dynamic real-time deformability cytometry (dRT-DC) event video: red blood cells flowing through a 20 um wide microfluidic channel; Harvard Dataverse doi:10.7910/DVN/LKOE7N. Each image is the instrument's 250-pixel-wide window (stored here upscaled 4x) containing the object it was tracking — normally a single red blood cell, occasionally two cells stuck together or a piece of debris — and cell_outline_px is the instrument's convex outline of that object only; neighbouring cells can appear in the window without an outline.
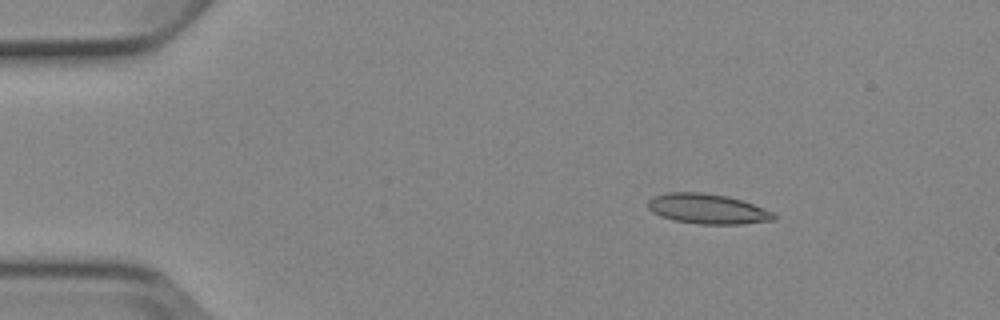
{"species": "Egyptian fruit bat (a non-hibernating species)", "species_latin": "Rousettus aegyptiacus", "temperature_condition": "cold", "stored_images_in_passage": 5, "camera_frame_rate_fps": 3000, "um_per_image_px": 0.085, "animal": {"sex": "female"}, "frame": {"image": 1, "passage_image": 2, "time_ms": 1.333, "image_size_px": [1000, 320], "cell_outline_px": [[776, 220], [740, 224], [700, 224], [672, 220], [660, 216], [652, 212], [648, 208], [648, 200], [652, 196], [668, 192], [704, 192], [728, 196], [776, 212]], "centroid_in_image_um": [60.14, 17.75], "position_along_channel_um": 24.9, "area_um2": 22.25}}
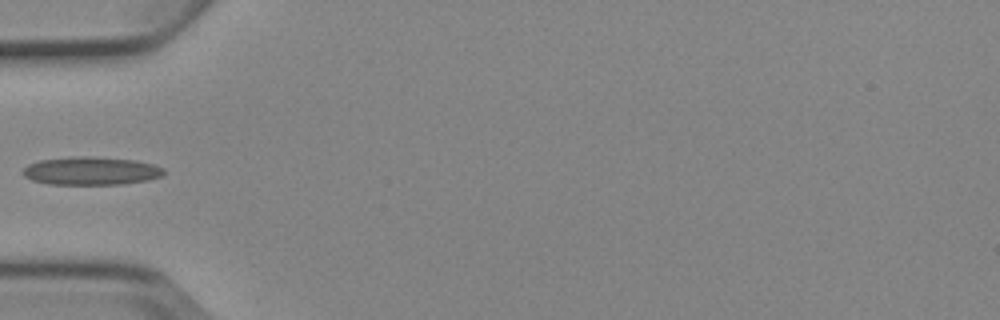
{"frame": {"image": 2, "passage_image": 5, "time_ms": 4.667, "image_size_px": [1000, 320], "cell_outline_px": [[164, 172], [160, 176], [148, 180], [124, 184], [48, 184], [32, 180], [24, 176], [20, 172], [28, 164], [40, 160], [80, 156], [92, 156], [136, 160], [152, 164], [164, 168]], "centroid_in_image_um": [7.72, 14.52], "position_along_channel_um": 77.3, "area_um2": 23.12}}